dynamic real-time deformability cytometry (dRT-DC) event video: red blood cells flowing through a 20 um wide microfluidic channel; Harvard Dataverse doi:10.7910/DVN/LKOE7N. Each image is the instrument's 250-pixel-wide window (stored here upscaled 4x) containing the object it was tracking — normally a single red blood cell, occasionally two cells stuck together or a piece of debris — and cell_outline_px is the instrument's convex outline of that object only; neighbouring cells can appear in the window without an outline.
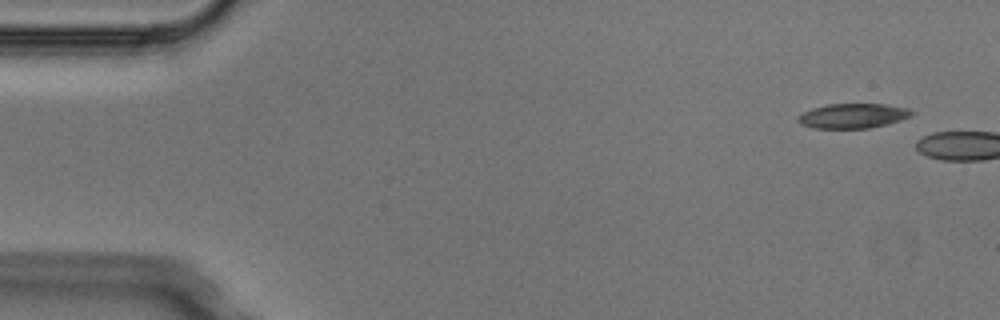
{"species": "Egyptian fruit bat (a non-hibernating species)", "species_latin": "Rousettus aegyptiacus", "temperature_condition": "cold", "stored_images_in_passage": 3, "camera_frame_rate_fps": 3000, "um_per_image_px": 0.085, "animal": {"sex": "male"}, "frame": {"image": 1, "passage_image": 1, "time_ms": 0.0, "image_size_px": [1000, 320], "cell_outline_px": [[916, 112], [912, 116], [900, 120], [868, 128], [812, 128], [800, 124], [796, 120], [804, 112], [812, 108], [828, 104], [884, 104], [912, 108]], "centroid_in_image_um": [72.54, 9.84], "position_along_channel_um": 12.5, "area_um2": 16.42}}